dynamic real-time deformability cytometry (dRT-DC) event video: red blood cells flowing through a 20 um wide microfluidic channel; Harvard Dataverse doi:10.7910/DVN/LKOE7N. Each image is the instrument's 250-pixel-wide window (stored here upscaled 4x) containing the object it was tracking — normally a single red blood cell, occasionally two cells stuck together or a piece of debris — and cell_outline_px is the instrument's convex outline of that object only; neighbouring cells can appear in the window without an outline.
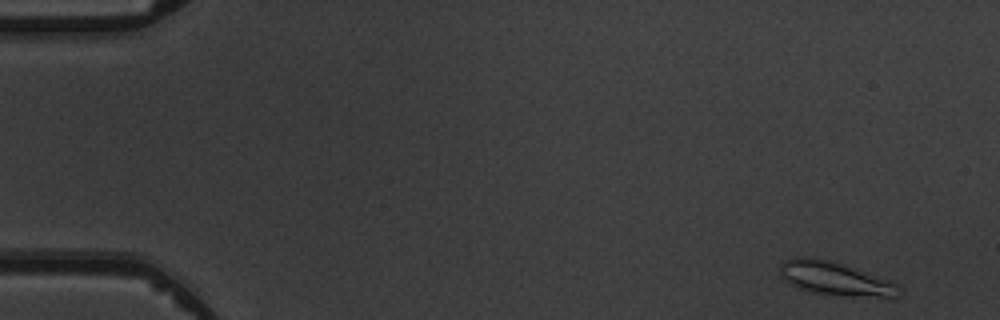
{"species": "common noctule bat (a hibernating species)", "species_latin": "Nyctalus noctula", "temperature_condition": "warm", "stored_images_in_passage": 7, "camera_frame_rate_fps": 3000, "um_per_image_px": 0.085, "animal": {"sex": "male", "body_mass_g": 19.5, "forearm_length_mm": 54.6}, "frame": {"image": 1, "passage_image": 1, "time_ms": 0.0, "image_size_px": [1000, 320], "cell_outline_px": [[900, 288], [896, 296], [892, 300], [888, 300], [832, 296], [808, 292], [796, 288], [788, 284], [780, 272], [780, 264], [784, 260], [796, 256], [808, 256], [828, 260], [888, 280], [896, 284]], "centroid_in_image_um": [70.99, 23.75], "position_along_channel_um": 14.0, "area_um2": 23.99}}
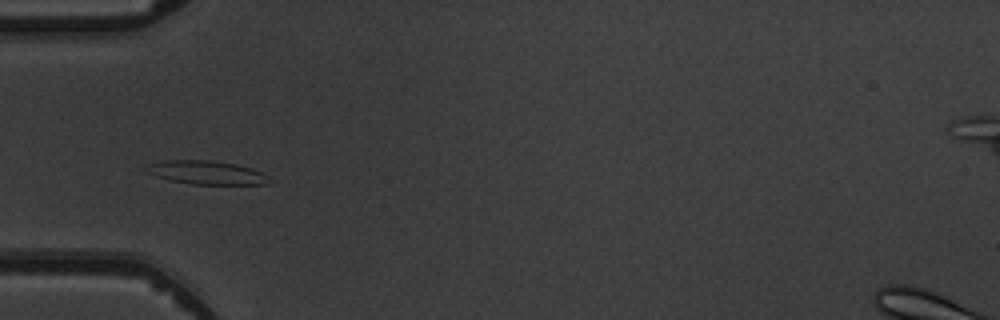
{"frame": {"image": 2, "passage_image": 5, "time_ms": 4.667, "image_size_px": [1000, 320], "cell_outline_px": [[268, 184], [192, 184], [172, 180], [156, 176], [148, 172], [144, 168], [148, 164], [164, 160], [208, 160], [236, 164], [252, 168], [268, 176]], "centroid_in_image_um": [17.53, 14.66], "position_along_channel_um": 67.5, "area_um2": 16.65}}
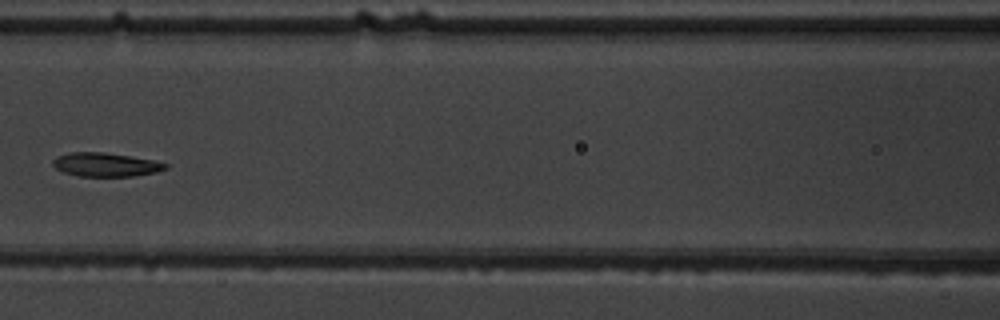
{"frame": {"image": 3, "passage_image": 7, "time_ms": 7.0, "image_size_px": [1000, 320], "cell_outline_px": [[168, 168], [156, 172], [132, 176], [76, 176], [64, 172], [56, 168], [52, 164], [52, 160], [56, 156], [68, 152], [104, 152], [152, 160], [168, 164]], "centroid_in_image_um": [8.94, 13.99], "position_along_channel_um": 157.7, "area_um2": 15.55}}